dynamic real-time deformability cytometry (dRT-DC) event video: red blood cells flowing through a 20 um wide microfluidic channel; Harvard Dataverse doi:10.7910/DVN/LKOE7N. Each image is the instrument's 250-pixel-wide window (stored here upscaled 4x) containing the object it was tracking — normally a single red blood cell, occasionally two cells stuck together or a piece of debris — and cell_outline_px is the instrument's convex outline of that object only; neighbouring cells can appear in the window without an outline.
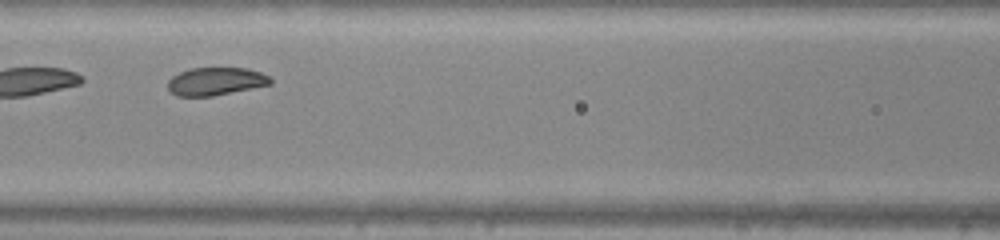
{"species": "common noctule bat (a hibernating species)", "species_latin": "Nyctalus noctula", "temperature_condition": "warm", "stored_images_in_passage": 15, "camera_frame_rate_fps": 3000, "um_per_image_px": 0.085, "animal": {"sex": "male", "body_mass_g": 20.0, "forearm_length_mm": 53.3}, "frame": {"image": 1, "passage_image": 13, "time_ms": 4.0, "image_size_px": [1000, 240], "cell_outline_px": [[272, 84], [212, 96], [176, 96], [168, 88], [168, 80], [172, 76], [188, 68], [248, 68], [260, 72], [268, 76], [272, 80]], "centroid_in_image_um": [18.32, 6.91], "position_along_channel_um": 148.3, "area_um2": 16.65}}